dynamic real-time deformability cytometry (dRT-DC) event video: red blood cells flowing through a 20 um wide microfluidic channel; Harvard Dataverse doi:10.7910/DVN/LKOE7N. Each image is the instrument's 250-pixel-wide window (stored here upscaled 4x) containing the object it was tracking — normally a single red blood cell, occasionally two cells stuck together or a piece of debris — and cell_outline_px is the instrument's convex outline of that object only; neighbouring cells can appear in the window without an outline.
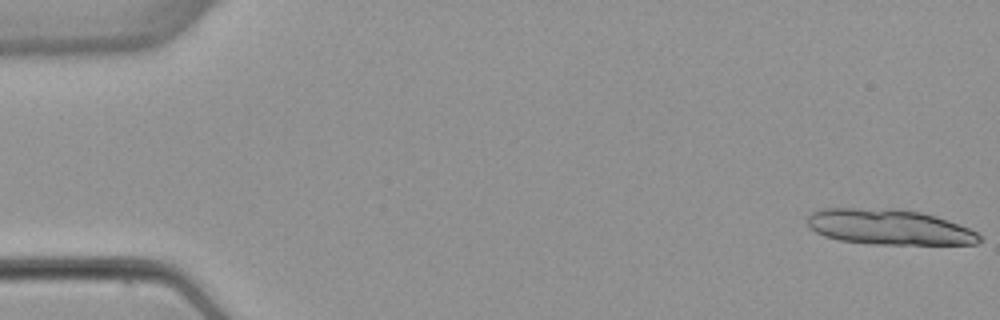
{"species": "common noctule bat (a hibernating species)", "species_latin": "Nyctalus noctula", "temperature_condition": "warm", "stored_images_in_passage": 4, "camera_frame_rate_fps": 3000, "um_per_image_px": 0.085, "animal": {"sex": "female", "body_mass_g": 22.7, "forearm_length_mm": 54.2}, "frame": {"image": 1, "passage_image": 1, "time_ms": 0.0, "image_size_px": [1000, 320], "cell_outline_px": [[984, 240], [976, 244], [876, 244], [840, 240], [824, 236], [816, 232], [808, 224], [808, 216], [812, 212], [824, 208], [892, 208], [920, 212], [936, 216], [948, 220], [968, 228], [976, 232]], "centroid_in_image_um": [75.59, 19.29], "position_along_channel_um": 9.4, "area_um2": 35.43}}